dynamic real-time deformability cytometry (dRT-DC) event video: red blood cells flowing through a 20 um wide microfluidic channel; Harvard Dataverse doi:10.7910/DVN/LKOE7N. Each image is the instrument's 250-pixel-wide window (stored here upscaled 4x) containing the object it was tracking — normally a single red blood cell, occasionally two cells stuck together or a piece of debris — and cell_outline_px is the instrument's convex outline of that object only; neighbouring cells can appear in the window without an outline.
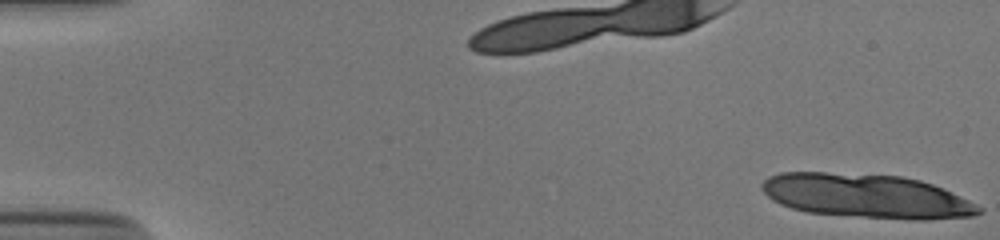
{"species": "human", "species_latin": "Homo sapiens", "temperature_condition": "cold", "stored_images_in_passage": 16, "camera_frame_rate_fps": 3000, "um_per_image_px": 0.085, "donor": {"sex": "male"}, "frame": {"image": 1, "passage_image": 1, "time_ms": 0.0, "image_size_px": [1000, 240], "cell_outline_px": [[984, 212], [972, 216], [924, 220], [916, 220], [808, 212], [792, 208], [780, 204], [772, 200], [760, 188], [760, 184], [768, 176], [780, 172], [824, 172], [904, 176], [920, 180], [932, 184], [968, 200], [984, 208]], "centroid_in_image_um": [73.64, 16.65], "position_along_channel_um": 11.4, "area_um2": 55.43}}